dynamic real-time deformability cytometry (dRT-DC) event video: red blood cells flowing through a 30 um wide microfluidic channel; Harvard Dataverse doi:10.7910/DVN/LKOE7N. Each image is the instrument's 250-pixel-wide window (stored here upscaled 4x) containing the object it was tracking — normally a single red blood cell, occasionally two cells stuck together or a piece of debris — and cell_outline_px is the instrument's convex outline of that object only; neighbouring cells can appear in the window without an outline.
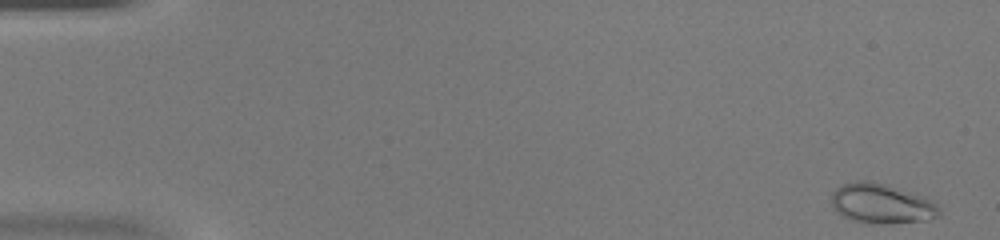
{"species": "common noctule bat (a hibernating species)", "species_latin": "Nyctalus noctula", "temperature_condition": "warm", "stored_images_in_passage": 48, "camera_frame_rate_fps": 3000, "um_per_image_px": 0.085, "animal": {"sex": "female", "body_mass_g": 20.0, "forearm_length_mm": 54.0}, "frame": {"image": 1, "passage_image": 2, "time_ms": 0.333, "image_size_px": [1000, 240], "cell_outline_px": [[940, 216], [928, 220], [888, 224], [864, 224], [852, 220], [836, 212], [832, 204], [832, 192], [836, 188], [844, 184], [856, 180], [872, 180], [888, 184], [924, 196], [940, 212]], "centroid_in_image_um": [74.89, 17.31], "position_along_channel_um": 10.1, "area_um2": 25.26}}
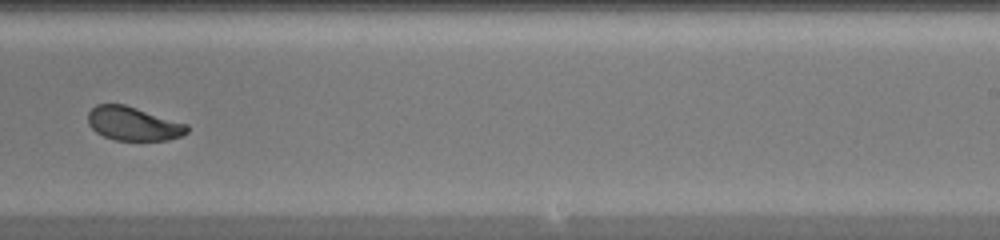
{"frame": {"image": 2, "passage_image": 31, "time_ms": 10.0, "image_size_px": [1000, 240], "cell_outline_px": [[188, 132], [180, 136], [168, 140], [116, 140], [104, 136], [96, 132], [88, 124], [88, 112], [96, 104], [124, 104], [188, 124]], "centroid_in_image_um": [11.32, 10.51], "position_along_channel_um": 277.7, "area_um2": 19.42}}
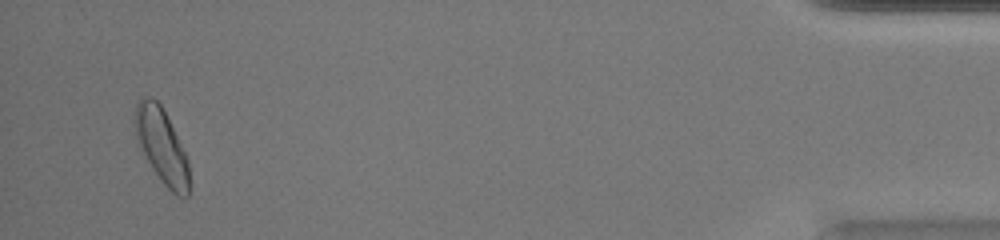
{"frame": {"image": 3, "passage_image": 46, "time_ms": 15.0, "image_size_px": [1000, 240], "cell_outline_px": [[188, 196], [176, 196], [164, 184], [152, 168], [136, 140], [132, 120], [136, 100], [148, 96], [156, 100], [160, 104], [188, 160]], "centroid_in_image_um": [13.67, 12.35], "position_along_channel_um": 421.5, "area_um2": 23.29}}